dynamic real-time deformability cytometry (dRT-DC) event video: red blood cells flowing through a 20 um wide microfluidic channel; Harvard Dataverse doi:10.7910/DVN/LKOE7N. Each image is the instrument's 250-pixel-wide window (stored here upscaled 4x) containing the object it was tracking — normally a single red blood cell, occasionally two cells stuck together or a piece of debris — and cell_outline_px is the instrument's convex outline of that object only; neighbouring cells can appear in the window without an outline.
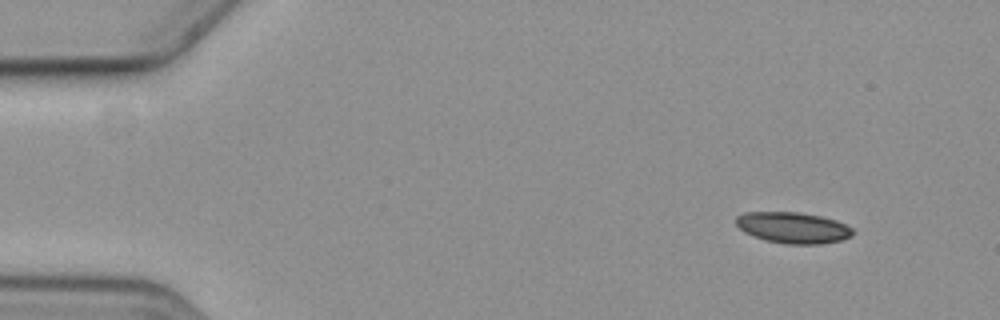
{"species": "common noctule bat (a hibernating species)", "species_latin": "Nyctalus noctula", "temperature_condition": "cold", "stored_images_in_passage": 7, "camera_frame_rate_fps": 3000, "um_per_image_px": 0.085, "animal": {"sex": "female", "body_mass_g": 19.3, "forearm_length_mm": 54.1}, "frame": {"image": 1, "passage_image": 1, "time_ms": 0.0, "image_size_px": [1000, 320], "cell_outline_px": [[856, 232], [852, 236], [840, 240], [820, 244], [784, 244], [764, 240], [744, 232], [736, 224], [736, 216], [744, 212], [800, 212], [820, 216], [836, 220], [852, 228]], "centroid_in_image_um": [67.41, 19.35], "position_along_channel_um": 17.6, "area_um2": 21.27}}
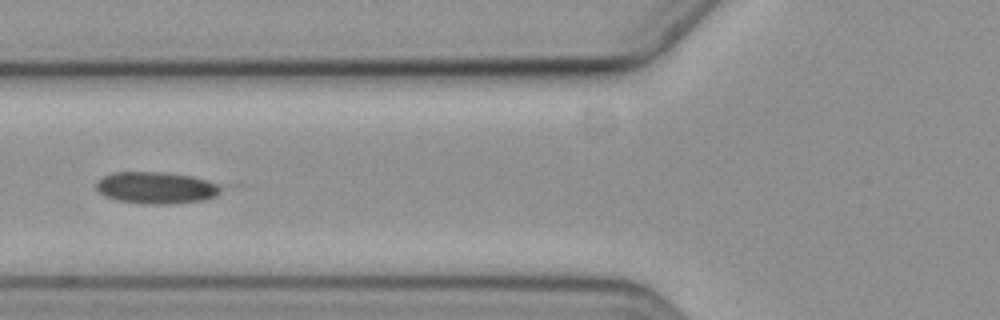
{"frame": {"image": 2, "passage_image": 5, "time_ms": 5.667, "image_size_px": [1000, 320], "cell_outline_px": [[244, 184], [216, 196], [204, 200], [176, 204], [144, 204], [116, 200], [104, 196], [96, 188], [96, 180], [112, 172], [164, 172], [192, 176]], "centroid_in_image_um": [13.64, 15.95], "position_along_channel_um": 112.2, "area_um2": 24.97}}
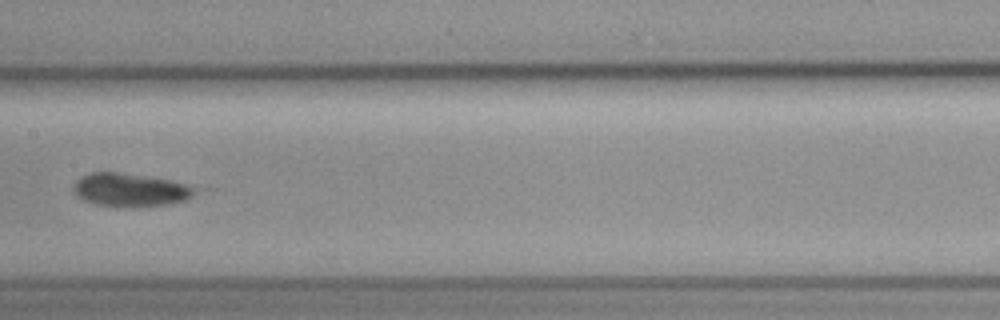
{"frame": {"image": 3, "passage_image": 7, "time_ms": 8.0, "image_size_px": [1000, 320], "cell_outline_px": [[192, 196], [184, 200], [168, 204], [132, 208], [92, 204], [76, 196], [76, 184], [84, 176], [92, 172], [116, 172], [168, 180], [184, 184], [192, 188]], "centroid_in_image_um": [11.03, 16.17], "position_along_channel_um": 196.4, "area_um2": 22.83}}